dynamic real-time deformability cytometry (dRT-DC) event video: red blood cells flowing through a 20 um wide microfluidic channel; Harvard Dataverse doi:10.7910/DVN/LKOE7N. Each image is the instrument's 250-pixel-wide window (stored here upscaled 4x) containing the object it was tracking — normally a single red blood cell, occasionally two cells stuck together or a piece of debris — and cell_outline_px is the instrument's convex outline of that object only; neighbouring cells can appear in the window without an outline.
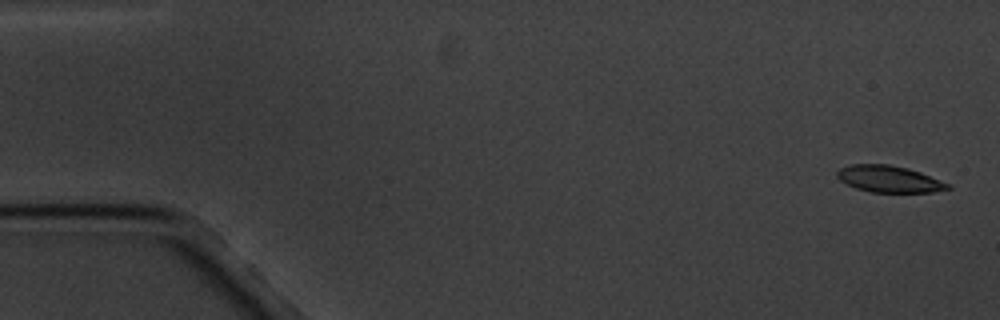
{"species": "common noctule bat (a hibernating species)", "species_latin": "Nyctalus noctula", "temperature_condition": "cold", "stored_images_in_passage": 6, "segment_of_instrument_passage": [1, 2], "camera_frame_rate_fps": 3000, "um_per_image_px": 0.085, "animal": {"sex": "male", "body_mass_g": 20.1, "forearm_length_mm": 53.5}, "frame": {"image": 1, "passage_image": 1, "time_ms": 0.0, "image_size_px": [1000, 320], "cell_outline_px": [[952, 188], [932, 192], [872, 192], [856, 188], [840, 180], [836, 176], [836, 172], [840, 168], [852, 164], [888, 164], [908, 168], [920, 172], [952, 184]], "centroid_in_image_um": [75.6, 15.21], "position_along_channel_um": 9.4, "area_um2": 17.22}}
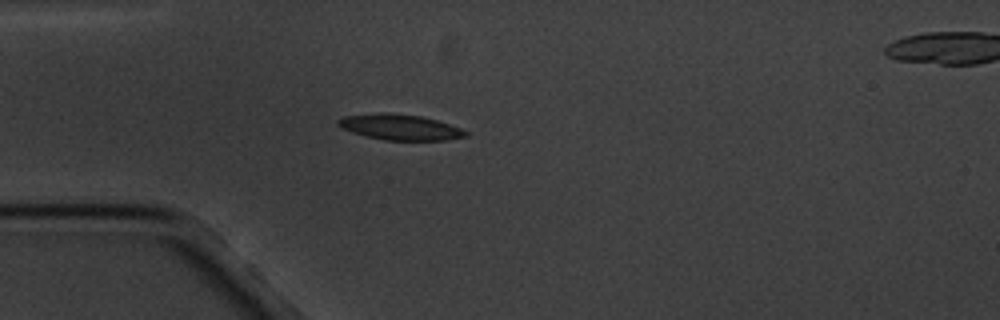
{"frame": {"image": 2, "passage_image": 5, "time_ms": 4.667, "image_size_px": [1000, 320], "cell_outline_px": [[468, 136], [448, 140], [384, 140], [364, 136], [340, 128], [336, 124], [336, 120], [344, 116], [380, 112], [384, 112], [420, 116], [436, 120], [460, 128], [468, 132]], "centroid_in_image_um": [33.95, 10.81], "position_along_channel_um": 51.0, "area_um2": 19.13}}